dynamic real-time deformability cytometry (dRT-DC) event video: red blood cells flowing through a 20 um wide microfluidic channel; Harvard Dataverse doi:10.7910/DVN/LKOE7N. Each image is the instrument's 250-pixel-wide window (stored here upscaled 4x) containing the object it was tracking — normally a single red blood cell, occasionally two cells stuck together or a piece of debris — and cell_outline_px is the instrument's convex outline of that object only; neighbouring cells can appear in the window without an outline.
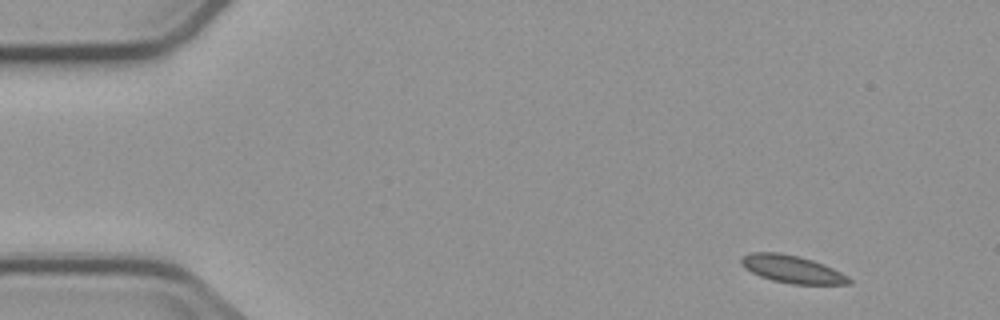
{"species": "common noctule bat (a hibernating species)", "species_latin": "Nyctalus noctula", "temperature_condition": "cold", "stored_images_in_passage": 4, "camera_frame_rate_fps": 3000, "um_per_image_px": 0.085, "animal": {"sex": "male", "body_mass_g": 23.1, "forearm_length_mm": 52.7}, "frame": {"image": 1, "passage_image": 1, "time_ms": 0.0, "image_size_px": [1000, 320], "cell_outline_px": [[852, 284], [792, 284], [772, 280], [760, 276], [744, 268], [740, 264], [740, 260], [744, 256], [752, 252], [780, 252], [812, 260], [832, 268], [848, 276], [852, 280]], "centroid_in_image_um": [67.32, 22.88], "position_along_channel_um": 17.7, "area_um2": 17.17}}
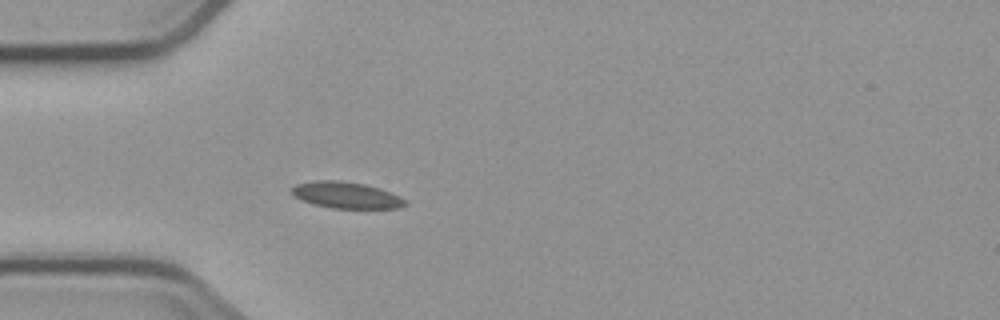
{"frame": {"image": 2, "passage_image": 4, "time_ms": 3.667, "image_size_px": [1000, 320], "cell_outline_px": [[408, 204], [400, 208], [332, 208], [312, 204], [296, 196], [292, 192], [292, 188], [296, 184], [316, 180], [340, 180], [364, 184], [380, 188], [400, 196]], "centroid_in_image_um": [29.46, 16.58], "position_along_channel_um": 55.5, "area_um2": 17.34}}